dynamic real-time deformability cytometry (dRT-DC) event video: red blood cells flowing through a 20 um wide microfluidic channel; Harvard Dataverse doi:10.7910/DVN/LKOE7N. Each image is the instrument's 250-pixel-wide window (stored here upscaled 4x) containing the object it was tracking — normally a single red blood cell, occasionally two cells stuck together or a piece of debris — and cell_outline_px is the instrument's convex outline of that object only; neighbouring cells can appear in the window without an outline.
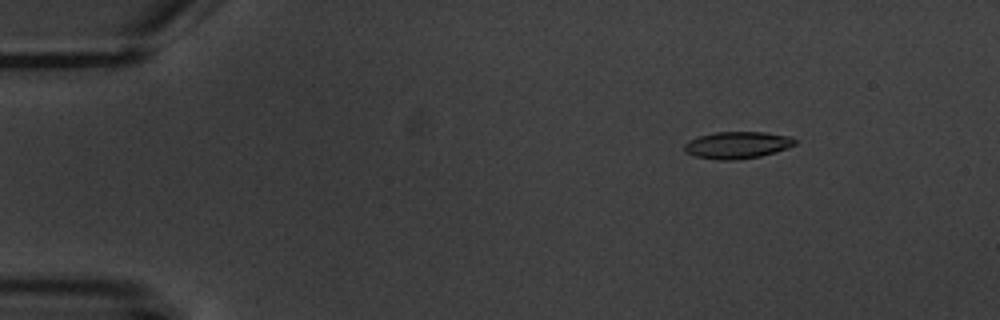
{"species": "common noctule bat (a hibernating species)", "species_latin": "Nyctalus noctula", "temperature_condition": "warm", "stored_images_in_passage": 6, "camera_frame_rate_fps": 3000, "um_per_image_px": 0.085, "animal": {"sex": "male", "body_mass_g": 20.1, "forearm_length_mm": 53.5}, "frame": {"image": 1, "passage_image": 2, "time_ms": 1.333, "image_size_px": [1000, 320], "cell_outline_px": [[796, 144], [788, 148], [776, 152], [760, 156], [732, 160], [720, 160], [696, 156], [684, 152], [684, 144], [688, 140], [700, 136], [716, 132], [764, 132], [788, 136], [796, 140]], "centroid_in_image_um": [62.66, 12.33], "position_along_channel_um": 22.3, "area_um2": 17.28}}
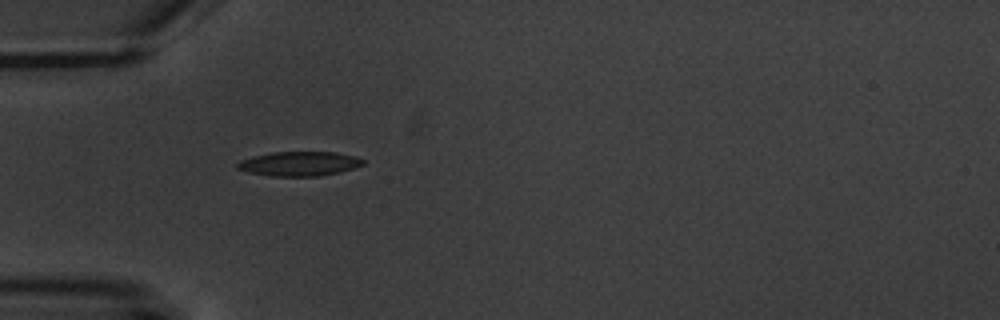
{"frame": {"image": 2, "passage_image": 4, "time_ms": 4.667, "image_size_px": [1000, 320], "cell_outline_px": [[364, 164], [340, 172], [320, 176], [268, 176], [248, 172], [236, 168], [236, 164], [240, 160], [252, 156], [272, 152], [336, 152], [356, 156], [364, 160]], "centroid_in_image_um": [25.42, 13.91], "position_along_channel_um": 59.6, "area_um2": 17.98}}